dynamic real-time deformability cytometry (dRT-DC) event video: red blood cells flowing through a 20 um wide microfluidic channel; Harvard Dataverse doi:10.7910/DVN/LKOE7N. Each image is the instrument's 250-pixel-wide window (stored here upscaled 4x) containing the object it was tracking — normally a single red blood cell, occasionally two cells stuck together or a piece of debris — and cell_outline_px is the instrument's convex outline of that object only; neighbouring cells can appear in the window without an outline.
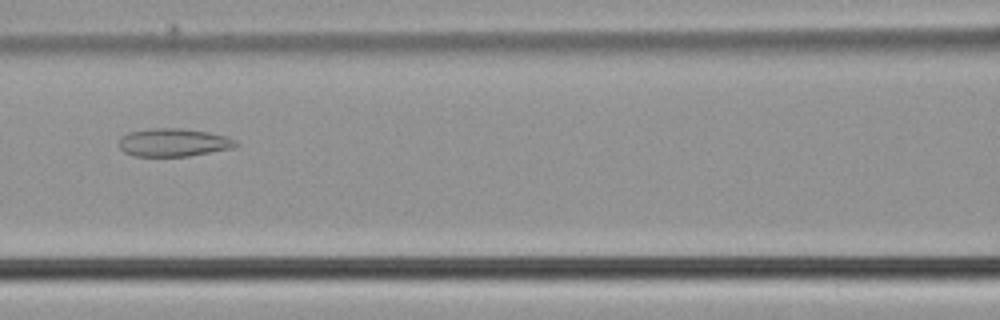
{"species": "common noctule bat (a hibernating species)", "species_latin": "Nyctalus noctula", "temperature_condition": "cold", "stored_images_in_passage": 28, "camera_frame_rate_fps": 3000, "um_per_image_px": 0.085, "animal": {"sex": "male", "body_mass_g": 21.5, "forearm_length_mm": 52.0}, "frame": {"image": 1, "passage_image": 7, "time_ms": 2.0, "image_size_px": [1000, 320], "cell_outline_px": [[240, 144], [232, 148], [188, 156], [132, 156], [124, 152], [120, 148], [120, 136], [128, 132], [152, 128], [180, 128], [208, 132], [228, 136], [236, 140]], "centroid_in_image_um": [14.75, 12.1], "position_along_channel_um": 151.8, "area_um2": 19.19}}
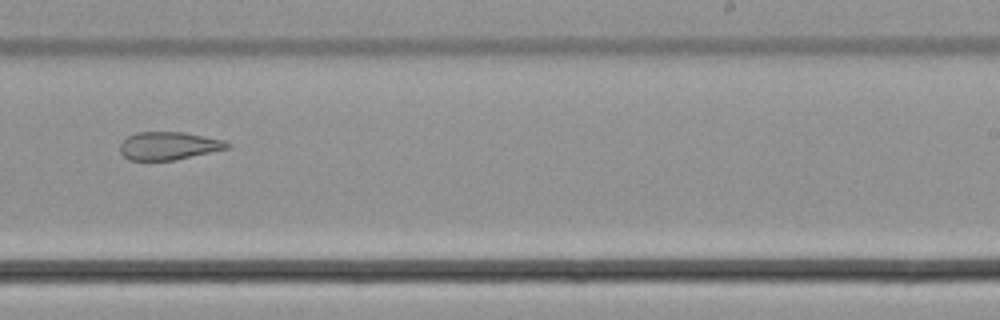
{"frame": {"image": 2, "passage_image": 16, "time_ms": 5.0, "image_size_px": [1000, 320], "cell_outline_px": [[232, 144], [228, 148], [176, 160], [128, 160], [120, 152], [120, 144], [128, 136], [136, 132], [184, 132], [224, 140]], "centroid_in_image_um": [14.33, 12.39], "position_along_channel_um": 274.7, "area_um2": 17.46}}
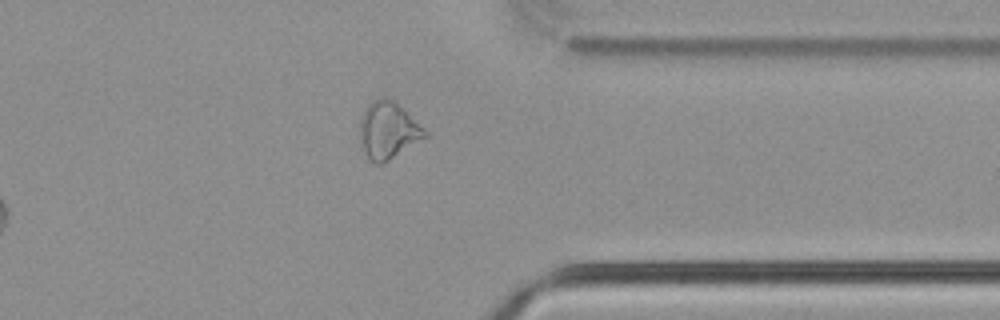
{"frame": {"image": 3, "passage_image": 24, "time_ms": 7.667, "image_size_px": [1000, 320], "cell_outline_px": [[428, 136], [384, 164], [376, 164], [368, 156], [360, 140], [360, 116], [364, 108], [372, 100], [384, 96], [392, 100], [424, 128], [428, 132]], "centroid_in_image_um": [32.98, 11.08], "position_along_channel_um": 378.4, "area_um2": 21.44}}